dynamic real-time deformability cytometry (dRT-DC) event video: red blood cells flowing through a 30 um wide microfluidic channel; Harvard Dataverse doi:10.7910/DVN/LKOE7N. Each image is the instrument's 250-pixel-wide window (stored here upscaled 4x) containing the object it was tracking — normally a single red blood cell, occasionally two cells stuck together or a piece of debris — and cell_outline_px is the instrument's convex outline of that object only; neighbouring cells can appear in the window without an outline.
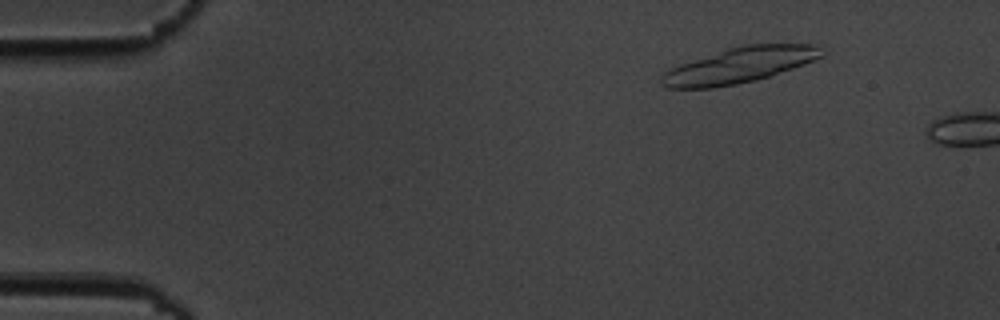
{"species": "common noctule bat (a hibernating species)", "species_latin": "Nyctalus noctula", "temperature_condition": "cold", "stored_images_in_passage": 3, "camera_frame_rate_fps": 3000, "um_per_image_px": 0.085, "animal": {"sex": "male", "body_mass_g": 19.5, "forearm_length_mm": 54.6}, "frame": {"image": 1, "passage_image": 2, "time_ms": 1.333, "image_size_px": [1000, 320], "cell_outline_px": [[824, 56], [804, 64], [756, 80], [736, 84], [712, 88], [668, 88], [660, 84], [660, 76], [668, 68], [728, 48], [744, 44], [816, 44], [820, 48]], "centroid_in_image_um": [62.81, 5.54], "position_along_channel_um": 22.2, "area_um2": 33.0}}